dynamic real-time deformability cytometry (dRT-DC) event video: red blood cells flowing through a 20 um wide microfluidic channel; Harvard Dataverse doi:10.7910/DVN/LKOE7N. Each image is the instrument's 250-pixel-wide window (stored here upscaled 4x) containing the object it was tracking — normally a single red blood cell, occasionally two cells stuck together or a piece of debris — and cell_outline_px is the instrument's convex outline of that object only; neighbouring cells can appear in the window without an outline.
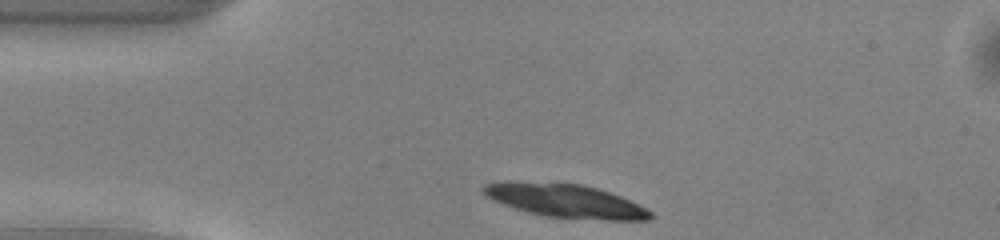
{"species": "common noctule bat (a hibernating species)", "species_latin": "Nyctalus noctula", "temperature_condition": "warm", "stored_images_in_passage": 40, "camera_frame_rate_fps": 3000, "um_per_image_px": 0.085, "animal": {"sex": "male", "body_mass_g": 13.0, "forearm_length_mm": 53.1}, "frame": {"image": 1, "passage_image": 1, "time_ms": 0.0, "image_size_px": [1000, 240], "cell_outline_px": [[656, 216], [648, 220], [604, 220], [544, 216], [528, 212], [504, 204], [488, 196], [480, 188], [484, 184], [508, 180], [580, 184], [596, 188], [620, 196], [652, 212]], "centroid_in_image_um": [48.05, 17.06], "position_along_channel_um": 36.9, "area_um2": 32.31}, "authors_computed_cell_mechanics": {"area_um2": 20.3167, "velocity_mm_per_s": 4.0161, "shape_relaxation_time_tau1_ms": 0.5368, "shape_relaxation_time_tau2_ms": 5.4015, "deformation_change_tau1": 0.2459, "deformation_change_tau2": 0.1008}}